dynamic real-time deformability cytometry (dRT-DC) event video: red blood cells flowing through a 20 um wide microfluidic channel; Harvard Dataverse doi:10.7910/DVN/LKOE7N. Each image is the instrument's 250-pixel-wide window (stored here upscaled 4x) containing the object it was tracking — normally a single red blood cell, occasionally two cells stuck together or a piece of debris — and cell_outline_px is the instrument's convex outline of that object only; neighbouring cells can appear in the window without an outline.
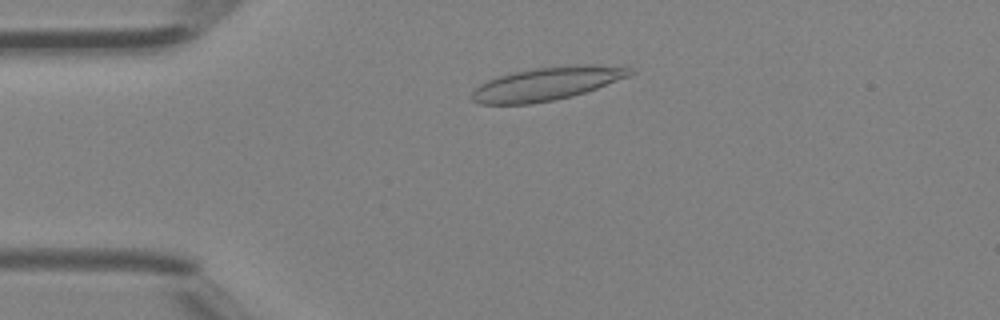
{"species": "Egyptian fruit bat (a non-hibernating species)", "species_latin": "Rousettus aegyptiacus", "temperature_condition": "room temperature", "stored_images_in_passage": 4, "camera_frame_rate_fps": 3000, "um_per_image_px": 0.085, "animal": {"sex": "female"}, "frame": {"image": 1, "passage_image": 2, "time_ms": 0.333, "image_size_px": [1000, 320], "cell_outline_px": [[636, 72], [628, 76], [596, 88], [572, 96], [556, 100], [528, 104], [480, 104], [472, 100], [472, 92], [480, 84], [488, 80], [500, 76], [516, 72], [536, 68], [576, 64], [628, 64]], "centroid_in_image_um": [46.59, 7.09], "position_along_channel_um": 38.4, "area_um2": 30.81}}
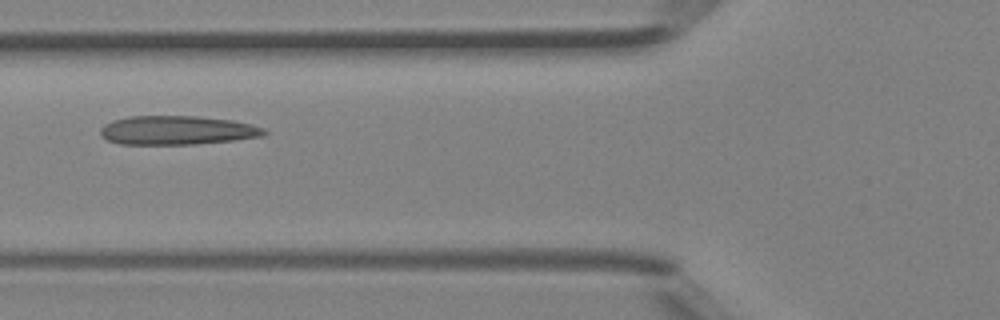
{"frame": {"image": 2, "passage_image": 4, "time_ms": 1.0, "image_size_px": [1000, 320], "cell_outline_px": [[268, 132], [264, 136], [236, 140], [196, 144], [120, 144], [108, 140], [100, 136], [100, 128], [104, 124], [112, 120], [128, 116], [196, 116], [232, 120], [264, 128]], "centroid_in_image_um": [15.04, 11.07], "position_along_channel_um": 110.8, "area_um2": 27.74}}